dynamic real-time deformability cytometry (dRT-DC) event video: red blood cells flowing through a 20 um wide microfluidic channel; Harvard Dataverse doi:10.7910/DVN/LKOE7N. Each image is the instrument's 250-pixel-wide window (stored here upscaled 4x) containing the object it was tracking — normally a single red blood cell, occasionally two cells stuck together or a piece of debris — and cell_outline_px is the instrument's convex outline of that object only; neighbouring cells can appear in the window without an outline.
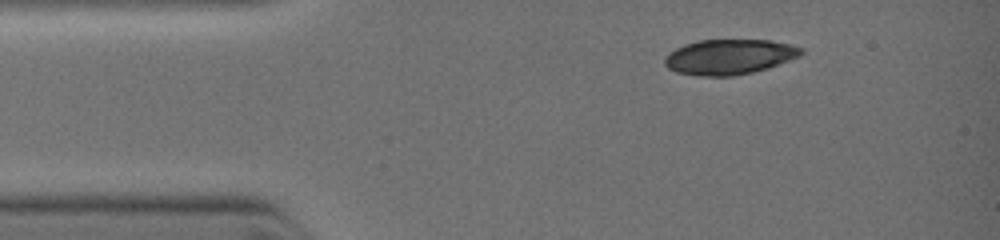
{"species": "common noctule bat (a hibernating species)", "species_latin": "Nyctalus noctula", "temperature_condition": "warm", "stored_images_in_passage": 8, "camera_frame_rate_fps": 3000, "um_per_image_px": 0.085, "animal": {"sex": "female", "body_mass_g": 19.0, "forearm_length_mm": 51.5}, "frame": {"image": 1, "passage_image": 1, "time_ms": 0.0, "image_size_px": [1000, 240], "cell_outline_px": [[804, 52], [800, 56], [768, 68], [736, 76], [700, 76], [676, 72], [668, 68], [664, 64], [664, 60], [676, 48], [700, 40], [768, 40], [788, 44], [804, 48]], "centroid_in_image_um": [62.02, 4.84], "position_along_channel_um": 23.0, "area_um2": 27.74}}